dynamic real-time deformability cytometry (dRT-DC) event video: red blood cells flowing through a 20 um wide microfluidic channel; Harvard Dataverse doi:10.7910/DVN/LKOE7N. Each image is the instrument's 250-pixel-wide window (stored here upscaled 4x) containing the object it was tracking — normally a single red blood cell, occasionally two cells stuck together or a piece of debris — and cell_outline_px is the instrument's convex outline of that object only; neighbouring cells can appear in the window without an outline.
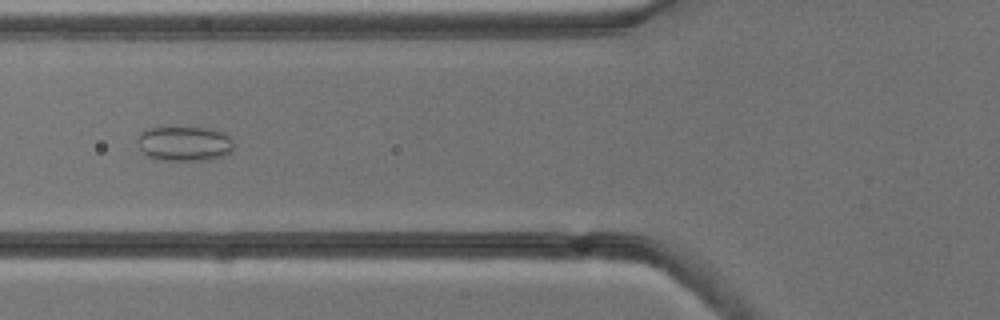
{"species": "common noctule bat (a hibernating species)", "species_latin": "Nyctalus noctula", "temperature_condition": "cold", "stored_images_in_passage": 54, "camera_frame_rate_fps": 3000, "um_per_image_px": 0.085, "animal": {"sex": "male", "body_mass_g": 13.3}, "frame": {"image": 1, "passage_image": 21, "time_ms": 6.667, "image_size_px": [1000, 320], "cell_outline_px": [[232, 148], [224, 156], [212, 160], [156, 160], [148, 156], [140, 148], [140, 132], [144, 128], [212, 128], [228, 136], [232, 140]], "centroid_in_image_um": [15.68, 12.22], "position_along_channel_um": 110.1, "area_um2": 19.25}}
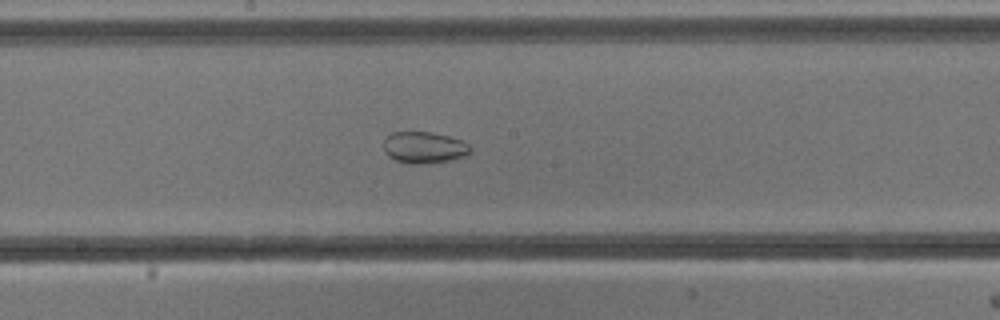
{"frame": {"image": 2, "passage_image": 29, "time_ms": 9.333, "image_size_px": [1000, 320], "cell_outline_px": [[472, 152], [468, 156], [452, 160], [412, 164], [408, 164], [396, 160], [388, 156], [384, 152], [384, 140], [392, 132], [432, 132], [448, 136], [460, 140], [468, 144], [472, 148]], "centroid_in_image_um": [36.08, 12.54], "position_along_channel_um": 212.1, "area_um2": 16.01}}
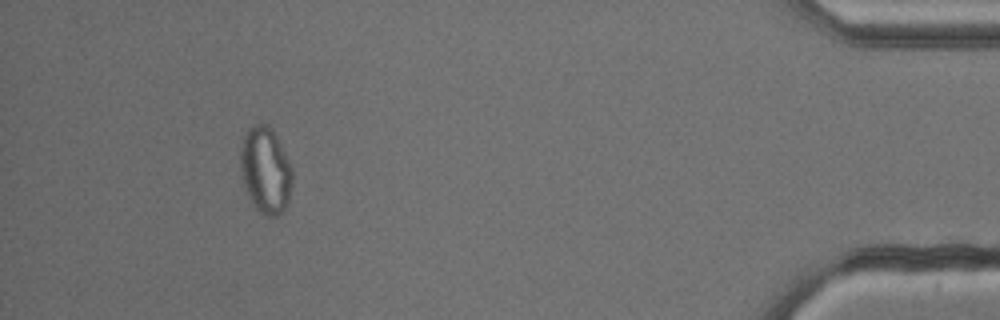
{"frame": {"image": 3, "passage_image": 50, "time_ms": 16.333, "image_size_px": [1000, 320], "cell_outline_px": [[292, 180], [288, 200], [284, 208], [276, 216], [264, 216], [256, 208], [240, 176], [240, 148], [244, 136], [248, 128], [252, 124], [268, 124], [272, 128], [292, 168]], "centroid_in_image_um": [22.55, 14.43], "position_along_channel_um": 412.7, "area_um2": 25.89}, "authors_computed_cell_mechanics": {"area_um2": 24.9985, "velocity_mm_per_s": 3.8087, "shape_relaxation_time_tau1_ms": null, "shape_relaxation_time_tau2_ms": 1.7142, "deformation_change_tau1": null, "deformation_change_tau2": 0.0473}}